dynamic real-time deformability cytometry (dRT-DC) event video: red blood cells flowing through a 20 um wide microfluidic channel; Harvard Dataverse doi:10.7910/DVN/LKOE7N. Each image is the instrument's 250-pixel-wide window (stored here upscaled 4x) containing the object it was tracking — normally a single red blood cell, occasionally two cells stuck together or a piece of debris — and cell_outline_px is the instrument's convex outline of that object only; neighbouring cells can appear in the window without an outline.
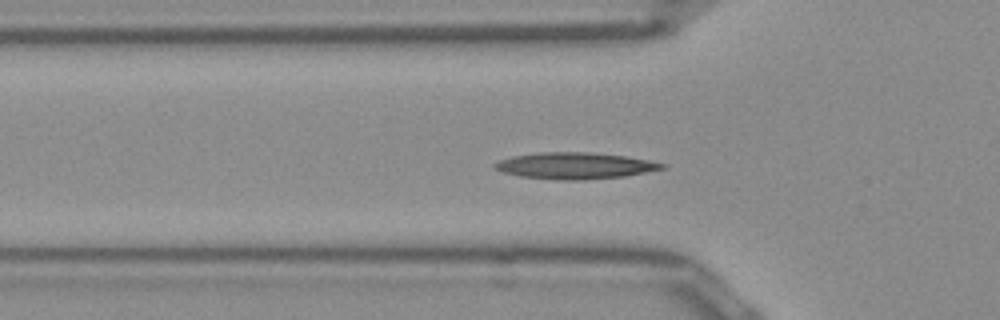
{"species": "Egyptian fruit bat (a non-hibernating species)", "species_latin": "Rousettus aegyptiacus", "temperature_condition": "room temperature", "stored_images_in_passage": 37, "camera_frame_rate_fps": 3000, "um_per_image_px": 0.085, "frame": {"image": 1, "passage_image": 2, "time_ms": 0.333, "image_size_px": [1000, 320], "cell_outline_px": [[664, 168], [624, 176], [580, 180], [560, 180], [520, 176], [504, 172], [492, 168], [492, 164], [500, 160], [512, 156], [540, 152], [588, 152], [624, 156], [664, 164]], "centroid_in_image_um": [48.77, 14.08], "position_along_channel_um": 77.0, "area_um2": 25.37}}
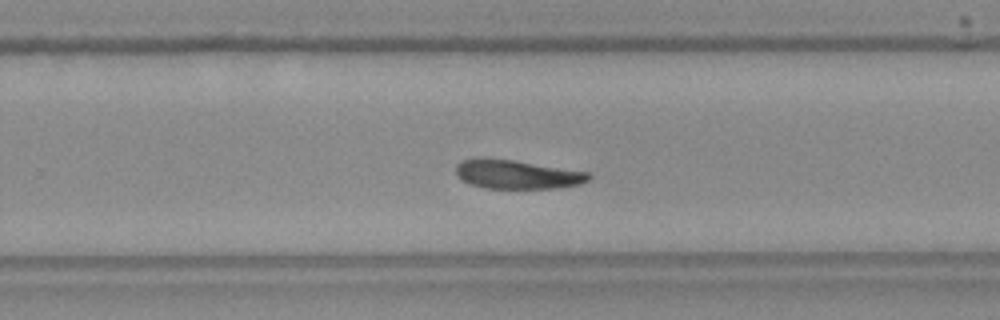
{"frame": {"image": 2, "passage_image": 18, "time_ms": 5.667, "image_size_px": [1000, 320], "cell_outline_px": [[592, 176], [588, 180], [580, 184], [556, 188], [484, 188], [468, 184], [456, 176], [456, 164], [460, 160], [480, 156], [512, 160], [588, 172]], "centroid_in_image_um": [43.86, 14.81], "position_along_channel_um": 285.9, "area_um2": 22.6}}
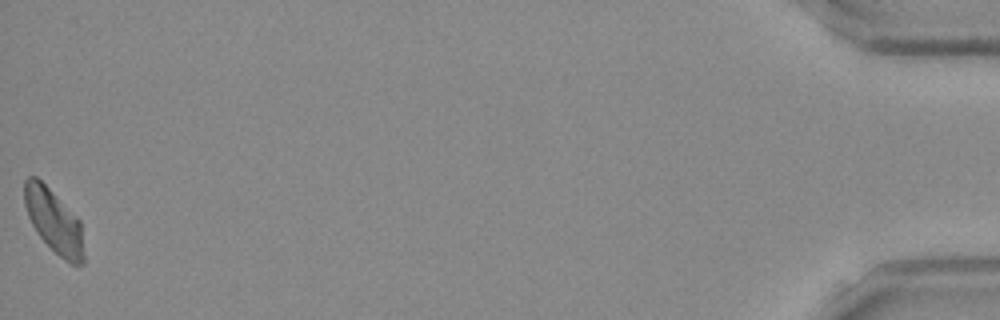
{"frame": {"image": 3, "passage_image": 37, "time_ms": 12.0, "image_size_px": [1000, 320], "cell_outline_px": [[84, 264], [72, 264], [64, 260], [36, 232], [28, 216], [24, 204], [24, 180], [28, 176], [36, 176], [80, 220], [84, 256]], "centroid_in_image_um": [4.56, 18.79], "position_along_channel_um": 430.6, "area_um2": 21.68}, "authors_computed_cell_mechanics": {"area_um2": 22.9466, "velocity_mm_per_s": 3.9099, "shape_relaxation_time_tau1_ms": null, "shape_relaxation_time_tau2_ms": 6.4447, "deformation_change_tau1": null, "deformation_change_tau2": 0.1301}}